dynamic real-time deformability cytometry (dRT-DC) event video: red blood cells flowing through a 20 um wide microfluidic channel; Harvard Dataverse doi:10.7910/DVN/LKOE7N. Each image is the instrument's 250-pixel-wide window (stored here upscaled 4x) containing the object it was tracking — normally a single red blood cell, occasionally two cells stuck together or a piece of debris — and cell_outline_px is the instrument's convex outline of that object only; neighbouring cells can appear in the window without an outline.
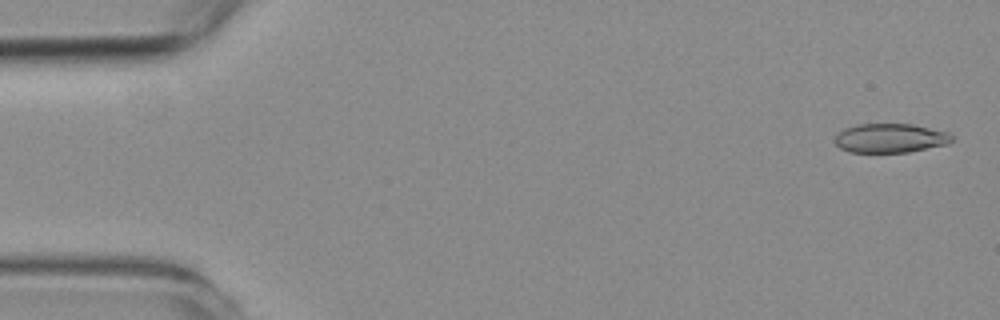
{"species": "common noctule bat (a hibernating species)", "species_latin": "Nyctalus noctula", "temperature_condition": "room temperature", "stored_images_in_passage": 6, "camera_frame_rate_fps": 3000, "um_per_image_px": 0.085, "animal": {"sex": "female", "body_mass_g": 19.3, "forearm_length_mm": 54.1}, "frame": {"image": 1, "passage_image": 2, "time_ms": 0.333, "image_size_px": [1000, 320], "cell_outline_px": [[952, 140], [948, 144], [908, 152], [848, 152], [840, 148], [836, 144], [836, 136], [844, 128], [856, 124], [912, 124], [948, 132], [952, 136]], "centroid_in_image_um": [75.67, 11.74], "position_along_channel_um": 9.3, "area_um2": 19.77}}